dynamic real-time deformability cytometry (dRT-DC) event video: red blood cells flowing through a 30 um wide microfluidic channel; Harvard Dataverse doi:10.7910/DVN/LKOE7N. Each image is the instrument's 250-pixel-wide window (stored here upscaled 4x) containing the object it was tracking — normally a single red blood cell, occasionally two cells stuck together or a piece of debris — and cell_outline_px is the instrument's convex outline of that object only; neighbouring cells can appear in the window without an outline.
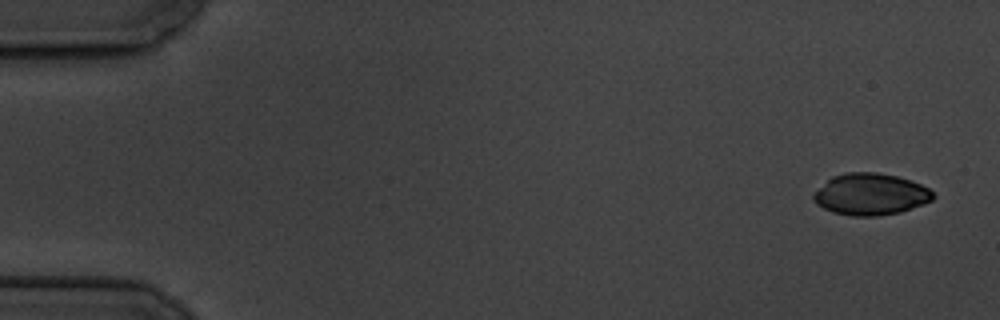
{"species": "common noctule bat (a hibernating species)", "species_latin": "Nyctalus noctula", "temperature_condition": "cold", "stored_images_in_passage": 49, "camera_frame_rate_fps": 3000, "um_per_image_px": 0.085, "animal": {"sex": "male", "body_mass_g": 19.5, "forearm_length_mm": 54.6}, "frame": {"image": 1, "passage_image": 1, "time_ms": 0.0, "image_size_px": [1000, 320], "cell_outline_px": [[936, 196], [932, 200], [924, 204], [900, 212], [876, 216], [852, 216], [832, 212], [816, 204], [812, 200], [812, 196], [832, 176], [844, 172], [876, 172], [896, 176], [912, 180], [928, 188]], "centroid_in_image_um": [74.01, 16.51], "position_along_channel_um": 11.0, "area_um2": 29.02}}
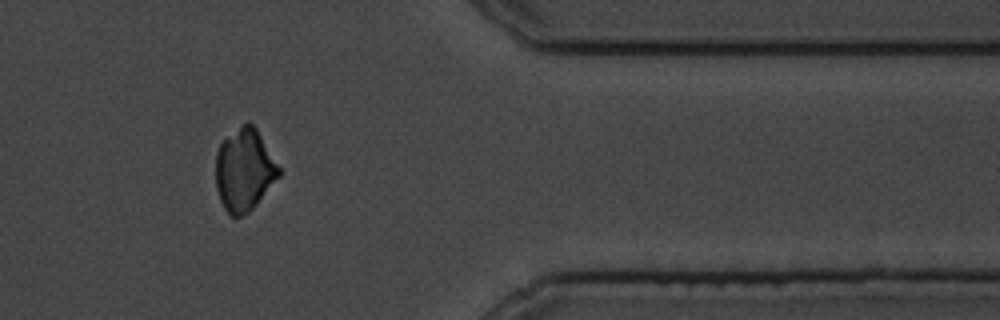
{"frame": {"image": 2, "passage_image": 46, "time_ms": 15.0, "image_size_px": [1000, 320], "cell_outline_px": [[280, 176], [256, 204], [248, 212], [240, 216], [232, 216], [224, 208], [220, 200], [216, 188], [216, 152], [220, 144], [224, 140], [248, 120], [256, 128], [280, 168]], "centroid_in_image_um": [20.76, 14.45], "position_along_channel_um": 390.6, "area_um2": 29.82}}